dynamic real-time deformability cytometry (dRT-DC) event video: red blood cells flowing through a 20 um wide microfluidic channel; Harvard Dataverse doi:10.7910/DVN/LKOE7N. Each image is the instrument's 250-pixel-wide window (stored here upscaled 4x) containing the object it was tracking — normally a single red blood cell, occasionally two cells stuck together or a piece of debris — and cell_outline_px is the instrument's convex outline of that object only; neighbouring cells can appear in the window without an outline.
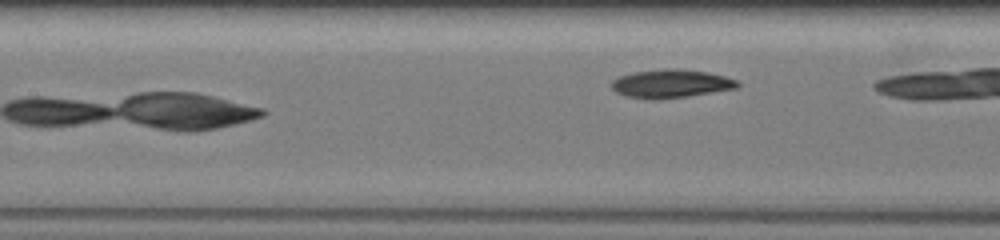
{"species": "common noctule bat (a hibernating species)", "species_latin": "Nyctalus noctula", "temperature_condition": "warm", "stored_images_in_passage": 7, "camera_frame_rate_fps": 3000, "um_per_image_px": 0.085, "animal": {"sex": "female", "body_mass_g": 19.5, "forearm_length_mm": 54.1}, "frame": {"image": 1, "passage_image": 6, "time_ms": 2.0, "image_size_px": [1000, 240], "cell_outline_px": [[740, 84], [736, 88], [712, 92], [684, 96], [652, 100], [628, 96], [616, 92], [612, 88], [612, 80], [620, 76], [632, 72], [664, 68], [680, 68], [708, 72], [724, 76], [736, 80]], "centroid_in_image_um": [57.01, 7.09], "position_along_channel_um": 150.4, "area_um2": 20.69}}